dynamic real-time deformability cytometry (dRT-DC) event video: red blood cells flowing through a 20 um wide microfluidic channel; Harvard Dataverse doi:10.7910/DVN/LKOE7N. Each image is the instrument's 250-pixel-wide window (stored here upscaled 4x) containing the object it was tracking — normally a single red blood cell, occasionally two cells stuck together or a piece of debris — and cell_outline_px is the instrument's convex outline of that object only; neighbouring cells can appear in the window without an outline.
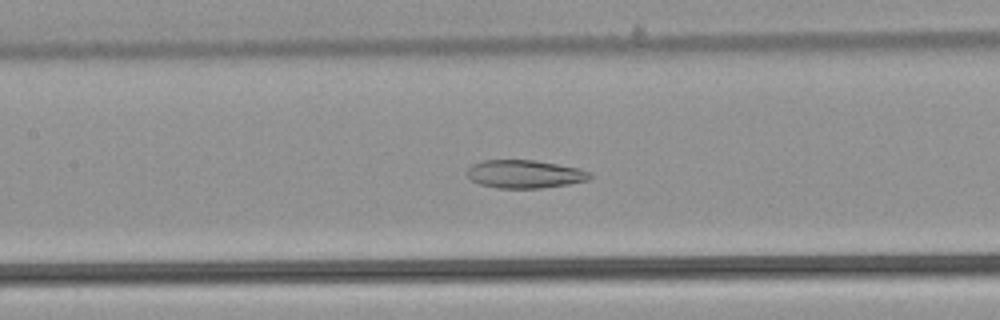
{"species": "common noctule bat (a hibernating species)", "species_latin": "Nyctalus noctula", "temperature_condition": "warm", "stored_images_in_passage": 55, "camera_frame_rate_fps": 3000, "um_per_image_px": 0.085, "animal": {"sex": "male", "body_mass_g": 21.5, "forearm_length_mm": 52.0}, "frame": {"image": 1, "passage_image": 26, "time_ms": 8.333, "image_size_px": [1000, 320], "cell_outline_px": [[592, 176], [588, 180], [568, 184], [540, 188], [500, 188], [480, 184], [472, 180], [464, 172], [472, 164], [484, 160], [536, 160], [580, 168], [592, 172]], "centroid_in_image_um": [44.61, 14.79], "position_along_channel_um": 162.8, "area_um2": 20.23}}
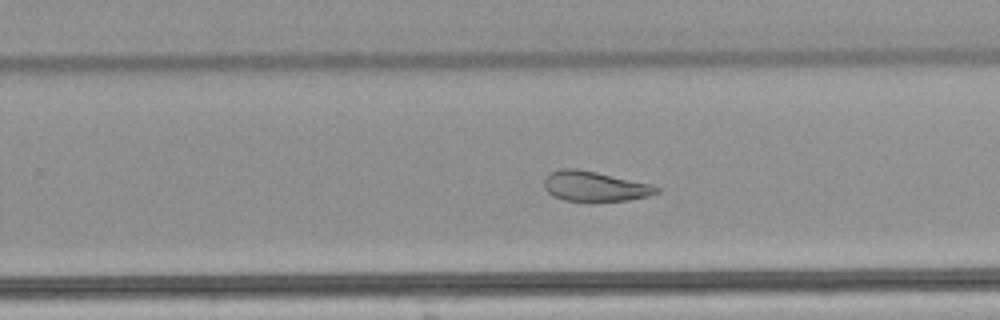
{"frame": {"image": 2, "passage_image": 35, "time_ms": 11.333, "image_size_px": [1000, 320], "cell_outline_px": [[660, 192], [648, 196], [628, 200], [564, 200], [552, 196], [544, 188], [544, 180], [552, 172], [560, 168], [576, 168], [596, 172], [652, 184], [660, 188]], "centroid_in_image_um": [50.56, 15.82], "position_along_channel_um": 279.2, "area_um2": 19.42}}
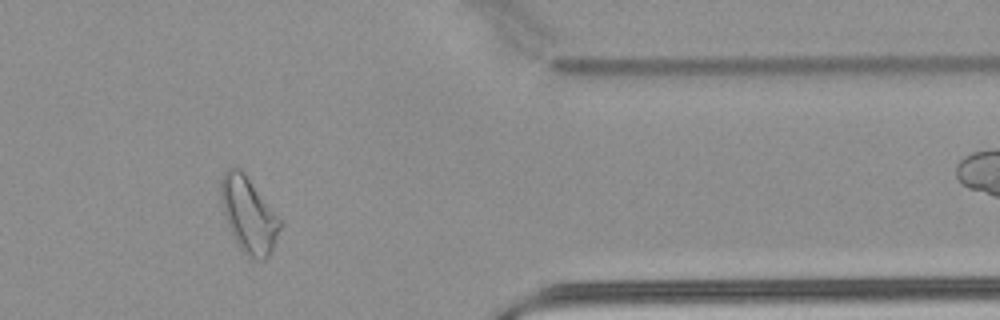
{"frame": {"image": 3, "passage_image": 45, "time_ms": 14.667, "image_size_px": [1000, 320], "cell_outline_px": [[280, 228], [272, 252], [264, 260], [256, 260], [248, 256], [240, 248], [232, 236], [224, 212], [220, 192], [220, 180], [224, 172], [232, 164], [240, 168], [244, 172], [280, 220]], "centroid_in_image_um": [21.11, 18.25], "position_along_channel_um": 390.3, "area_um2": 25.66}, "authors_computed_cell_mechanics": {"area_um2": 26.3568, "velocity_mm_per_s": 3.8974, "shape_relaxation_time_tau1_ms": null, "shape_relaxation_time_tau2_ms": 3.6704, "deformation_change_tau1": null, "deformation_change_tau2": 0.1005}}